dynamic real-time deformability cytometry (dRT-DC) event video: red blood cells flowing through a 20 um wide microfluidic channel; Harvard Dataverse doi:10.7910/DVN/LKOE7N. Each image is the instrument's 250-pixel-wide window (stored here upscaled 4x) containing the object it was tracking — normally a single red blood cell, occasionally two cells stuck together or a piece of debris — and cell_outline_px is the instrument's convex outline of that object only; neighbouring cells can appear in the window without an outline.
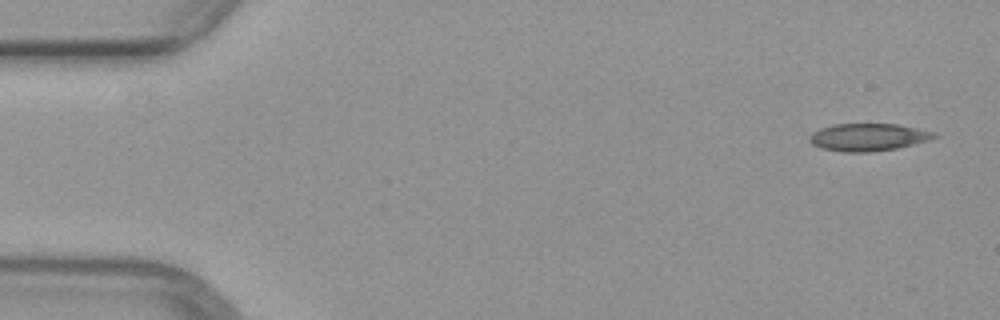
{"species": "common noctule bat (a hibernating species)", "species_latin": "Nyctalus noctula", "temperature_condition": "warm", "stored_images_in_passage": 5, "camera_frame_rate_fps": 3000, "um_per_image_px": 0.085, "animal": {"sex": "female", "body_mass_g": 29.2, "forearm_length_mm": 56.3}, "frame": {"image": 1, "passage_image": 1, "time_ms": 0.0, "image_size_px": [1000, 320], "cell_outline_px": [[936, 136], [928, 140], [896, 148], [868, 152], [844, 152], [820, 148], [812, 144], [808, 140], [808, 136], [812, 132], [820, 128], [832, 124], [896, 124], [936, 132]], "centroid_in_image_um": [73.72, 11.65], "position_along_channel_um": 11.3, "area_um2": 19.88}}
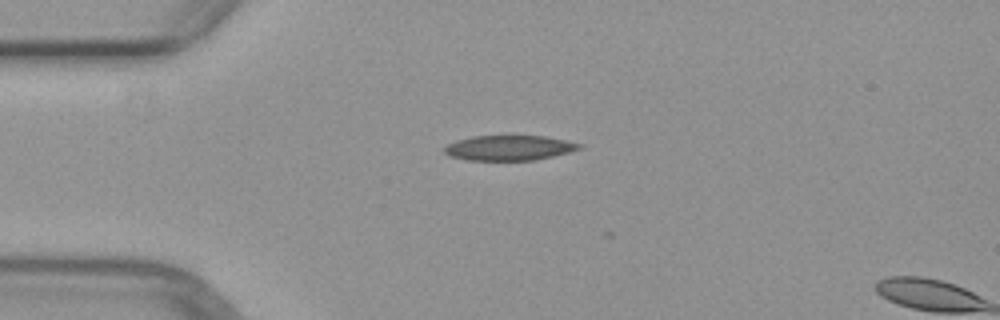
{"frame": {"image": 2, "passage_image": 4, "time_ms": 3.333, "image_size_px": [1000, 320], "cell_outline_px": [[584, 144], [580, 148], [568, 152], [552, 156], [532, 160], [468, 160], [448, 156], [444, 152], [444, 148], [448, 144], [456, 140], [472, 136], [508, 132], [544, 136]], "centroid_in_image_um": [43.23, 12.51], "position_along_channel_um": 41.8, "area_um2": 20.58}}